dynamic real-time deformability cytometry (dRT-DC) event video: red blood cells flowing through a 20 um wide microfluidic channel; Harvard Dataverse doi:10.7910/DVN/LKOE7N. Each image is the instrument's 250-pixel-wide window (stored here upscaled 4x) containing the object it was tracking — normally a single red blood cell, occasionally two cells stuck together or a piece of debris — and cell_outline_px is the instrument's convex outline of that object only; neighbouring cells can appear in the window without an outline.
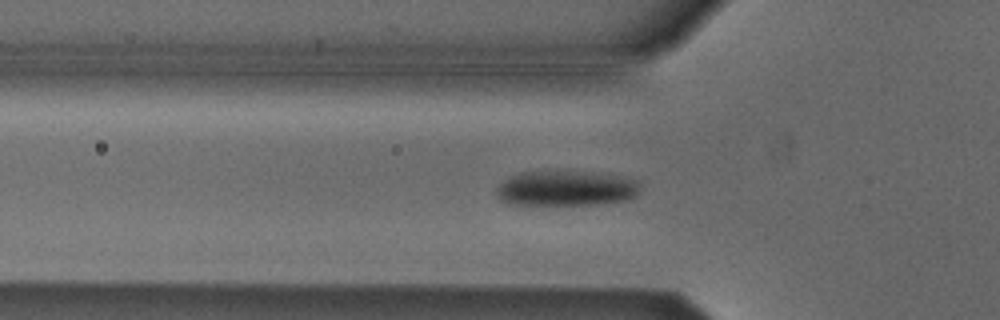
{"species": "Egyptian fruit bat (a non-hibernating species)", "species_latin": "Rousettus aegyptiacus", "temperature_condition": "cold", "stored_images_in_passage": 47, "camera_frame_rate_fps": 3000, "um_per_image_px": 0.085, "animal": {"sex": "male"}, "frame": {"image": 1, "passage_image": 17, "time_ms": 5.333, "image_size_px": [1000, 320], "cell_outline_px": [[640, 192], [636, 196], [628, 200], [596, 204], [508, 204], [500, 200], [496, 192], [496, 188], [504, 180], [512, 176], [524, 172], [584, 172], [616, 176], [636, 180], [640, 184]], "centroid_in_image_um": [48.12, 16.03], "position_along_channel_um": 77.7, "area_um2": 29.02}}
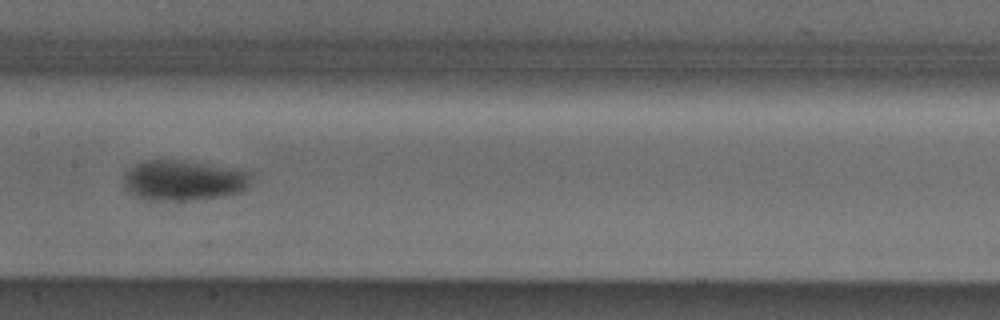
{"frame": {"image": 2, "passage_image": 26, "time_ms": 8.333, "image_size_px": [1000, 320], "cell_outline_px": [[252, 172], [248, 188], [240, 192], [220, 196], [192, 200], [148, 200], [136, 196], [128, 192], [124, 188], [124, 176], [136, 164], [144, 160], [180, 160]], "centroid_in_image_um": [15.59, 15.34], "position_along_channel_um": 191.8, "area_um2": 29.65}}
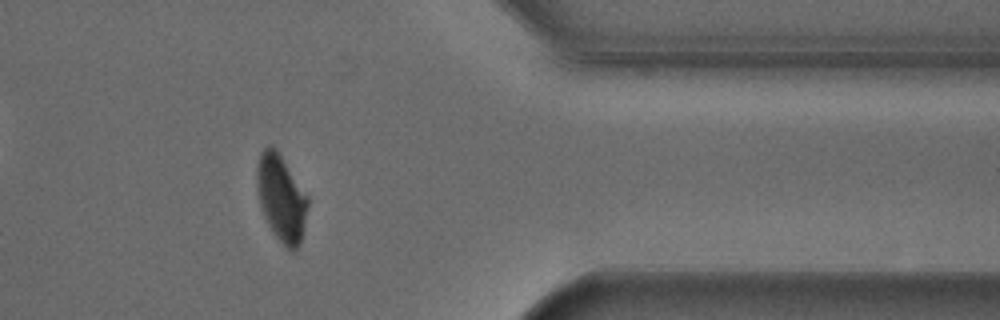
{"frame": {"image": 3, "passage_image": 43, "time_ms": 14.0, "image_size_px": [1000, 320], "cell_outline_px": [[308, 204], [304, 228], [300, 244], [292, 252], [276, 236], [268, 224], [264, 216], [260, 204], [256, 188], [256, 164], [260, 152], [268, 144], [272, 144], [276, 148], [308, 196]], "centroid_in_image_um": [23.89, 16.78], "position_along_channel_um": 387.5, "area_um2": 25.72}, "authors_computed_cell_mechanics": {"area_um2": 28.9578, "velocity_mm_per_s": 3.799, "shape_relaxation_time_tau1_ms": 2.8986, "shape_relaxation_time_tau2_ms": null, "deformation_change_tau1": 0.1301, "deformation_change_tau2": null}}